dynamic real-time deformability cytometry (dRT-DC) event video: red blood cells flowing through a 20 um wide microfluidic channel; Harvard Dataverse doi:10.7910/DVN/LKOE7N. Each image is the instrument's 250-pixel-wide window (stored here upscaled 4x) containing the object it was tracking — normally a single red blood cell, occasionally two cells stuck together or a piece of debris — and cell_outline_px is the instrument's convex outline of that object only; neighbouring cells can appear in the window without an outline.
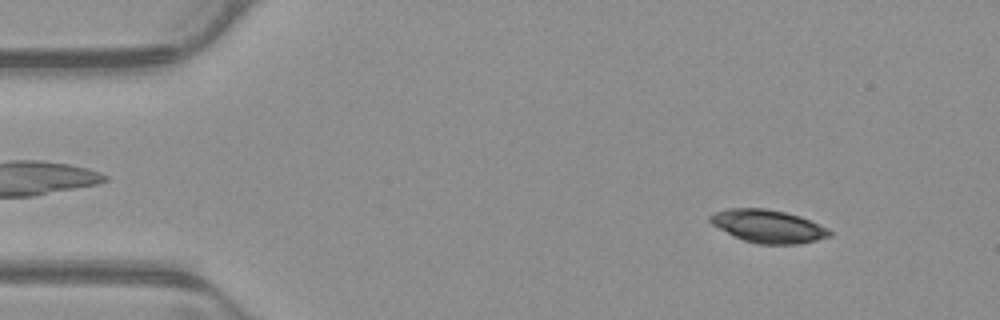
{"species": "common noctule bat (a hibernating species)", "species_latin": "Nyctalus noctula", "temperature_condition": "warm", "stored_images_in_passage": 52, "camera_frame_rate_fps": 3000, "um_per_image_px": 0.085, "animal": {"sex": "male", "body_mass_g": 23.1, "forearm_length_mm": 52.7}, "frame": {"image": 1, "passage_image": 5, "time_ms": 1.333, "image_size_px": [1000, 320], "cell_outline_px": [[832, 236], [816, 240], [796, 244], [760, 244], [744, 240], [712, 224], [708, 220], [708, 216], [716, 212], [732, 208], [764, 208], [784, 212], [800, 216], [828, 228], [832, 232]], "centroid_in_image_um": [65.32, 19.23], "position_along_channel_um": 19.7, "area_um2": 22.6}}
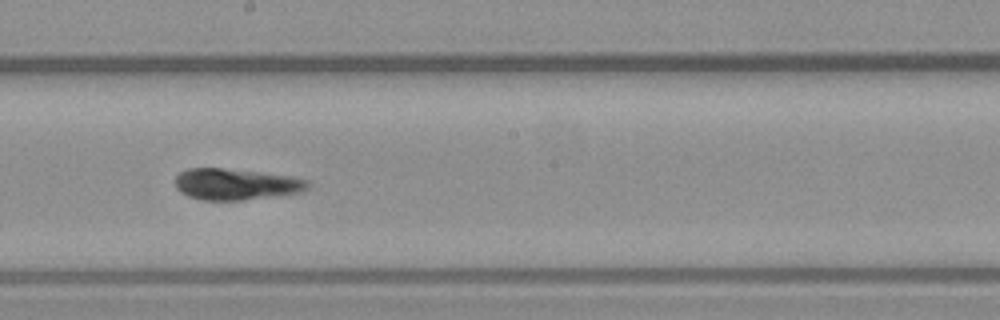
{"frame": {"image": 2, "passage_image": 28, "time_ms": 9.0, "image_size_px": [1000, 320], "cell_outline_px": [[308, 188], [300, 192], [244, 200], [204, 200], [188, 196], [180, 192], [176, 188], [176, 176], [180, 172], [188, 168], [224, 168], [292, 176], [308, 180]], "centroid_in_image_um": [20.03, 15.65], "position_along_channel_um": 228.2, "area_um2": 24.04}}
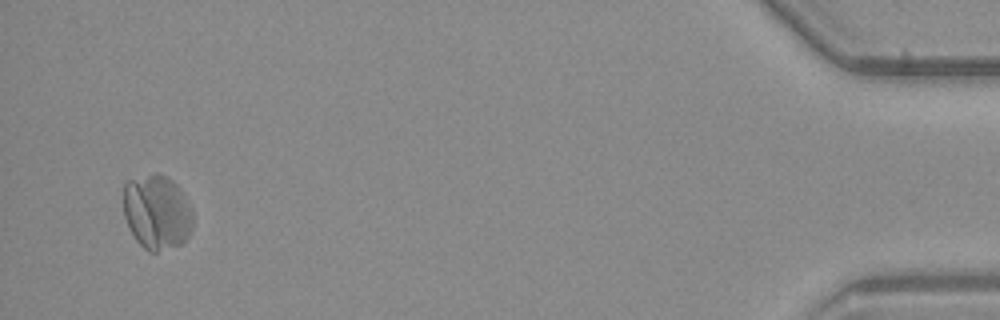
{"frame": {"image": 3, "passage_image": 50, "time_ms": 16.333, "image_size_px": [1000, 320], "cell_outline_px": [[192, 232], [180, 244], [156, 252], [148, 252], [136, 240], [128, 228], [124, 216], [124, 184], [128, 180], [156, 172], [168, 176], [180, 188], [192, 208]], "centroid_in_image_um": [13.33, 18.02], "position_along_channel_um": 421.9, "area_um2": 30.58}}